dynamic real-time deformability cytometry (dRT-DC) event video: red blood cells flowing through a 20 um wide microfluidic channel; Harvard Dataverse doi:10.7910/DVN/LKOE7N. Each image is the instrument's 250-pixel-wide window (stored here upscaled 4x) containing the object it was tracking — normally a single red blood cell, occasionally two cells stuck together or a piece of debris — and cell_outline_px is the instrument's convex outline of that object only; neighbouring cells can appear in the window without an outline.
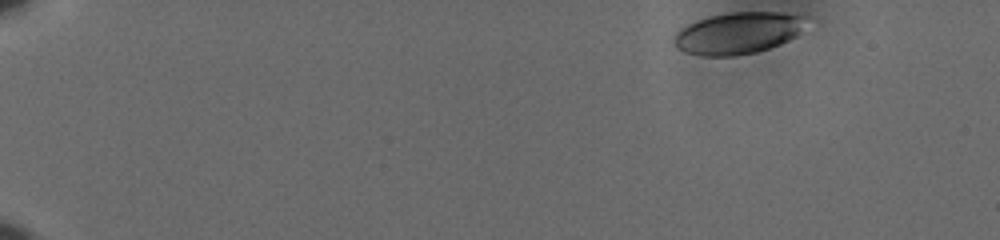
{"species": "human", "species_latin": "Homo sapiens", "temperature_condition": "cold", "stored_images_in_passage": 53, "camera_frame_rate_fps": 3000, "um_per_image_px": 0.085, "donor": {"sex": "male"}, "frame": {"image": 1, "passage_image": 1, "time_ms": 0.0, "image_size_px": [1000, 240], "cell_outline_px": [[800, 16], [796, 36], [780, 44], [756, 52], [736, 56], [700, 56], [684, 52], [676, 48], [676, 32], [680, 28], [688, 24], [712, 16], [732, 12], [780, 12]], "centroid_in_image_um": [62.62, 2.84], "position_along_channel_um": 22.4, "area_um2": 31.15}}
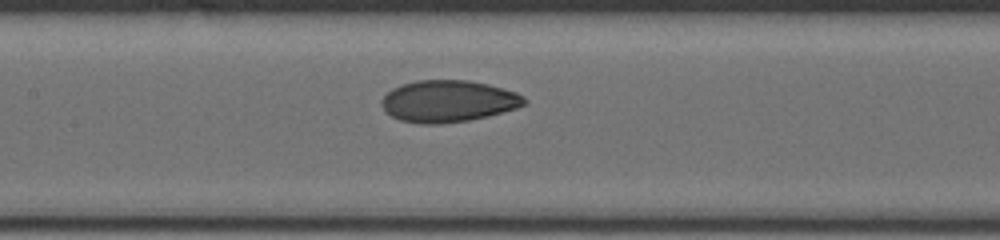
{"frame": {"image": 2, "passage_image": 25, "time_ms": 8.0, "image_size_px": [1000, 240], "cell_outline_px": [[528, 100], [524, 104], [516, 108], [488, 116], [468, 120], [440, 124], [420, 124], [400, 120], [392, 116], [380, 104], [380, 100], [392, 88], [416, 80], [468, 80], [488, 84], [504, 88], [516, 92], [524, 96]], "centroid_in_image_um": [38.11, 8.6], "position_along_channel_um": 169.3, "area_um2": 34.74}}
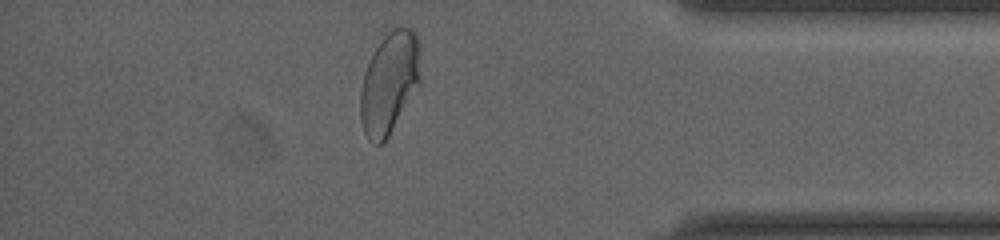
{"frame": {"image": 3, "passage_image": 46, "time_ms": 15.0, "image_size_px": [1000, 240], "cell_outline_px": [[420, 84], [384, 144], [376, 144], [368, 140], [364, 132], [360, 120], [360, 92], [364, 72], [380, 40], [392, 28], [412, 28], [416, 36], [420, 80]], "centroid_in_image_um": [33.07, 7.1], "position_along_channel_um": 402.1, "area_um2": 35.32}, "authors_computed_cell_mechanics": {"area_um2": 33.813, "velocity_mm_per_s": 3.6283, "shape_relaxation_time_tau1_ms": 6.0794, "shape_relaxation_time_tau2_ms": 1.5142, "deformation_change_tau1": 0.1576, "deformation_change_tau2": 0.052}}